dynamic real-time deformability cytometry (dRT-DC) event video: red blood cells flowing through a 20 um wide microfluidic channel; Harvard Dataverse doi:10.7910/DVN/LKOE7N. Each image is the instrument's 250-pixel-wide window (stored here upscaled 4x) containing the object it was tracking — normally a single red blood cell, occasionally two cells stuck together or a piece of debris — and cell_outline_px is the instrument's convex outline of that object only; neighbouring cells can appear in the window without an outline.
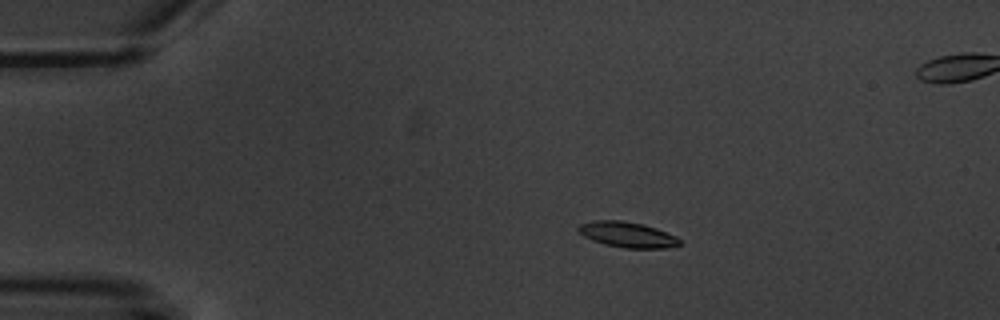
{"species": "common noctule bat (a hibernating species)", "species_latin": "Nyctalus noctula", "temperature_condition": "warm", "stored_images_in_passage": 7, "camera_frame_rate_fps": 3000, "um_per_image_px": 0.085, "animal": {"sex": "male", "body_mass_g": 20.1, "forearm_length_mm": 53.5}, "frame": {"image": 1, "passage_image": 3, "time_ms": 2.333, "image_size_px": [1000, 320], "cell_outline_px": [[680, 244], [668, 248], [624, 248], [604, 244], [592, 240], [584, 236], [576, 228], [580, 224], [596, 220], [620, 220], [644, 224], [656, 228], [676, 236], [680, 240]], "centroid_in_image_um": [53.33, 19.94], "position_along_channel_um": 31.7, "area_um2": 15.03}}